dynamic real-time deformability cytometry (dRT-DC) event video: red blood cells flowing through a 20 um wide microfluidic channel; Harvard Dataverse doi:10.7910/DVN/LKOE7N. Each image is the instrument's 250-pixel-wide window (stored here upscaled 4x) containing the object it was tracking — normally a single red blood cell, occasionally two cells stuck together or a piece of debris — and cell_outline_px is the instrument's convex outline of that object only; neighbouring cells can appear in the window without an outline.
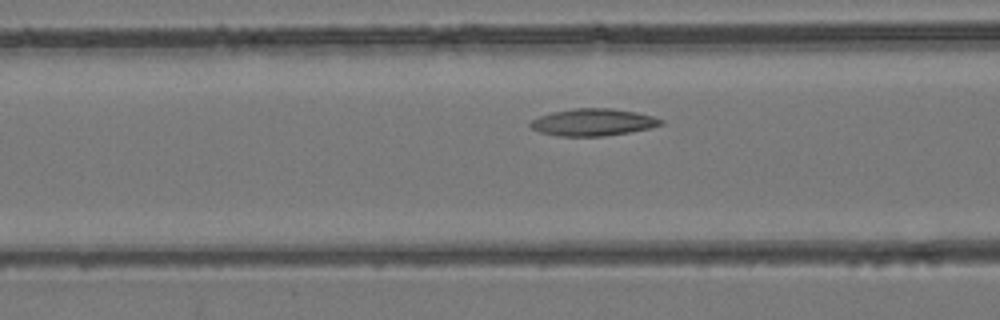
{"species": "common noctule bat (a hibernating species)", "species_latin": "Nyctalus noctula", "temperature_condition": "room temperature", "stored_images_in_passage": 22, "camera_frame_rate_fps": 3000, "um_per_image_px": 0.085, "animal": {"sex": "female", "body_mass_g": 24.6, "forearm_length_mm": 56.2}, "frame": {"image": 1, "passage_image": 12, "time_ms": 3.667, "image_size_px": [1000, 320], "cell_outline_px": [[664, 124], [648, 128], [628, 132], [604, 136], [560, 136], [540, 132], [532, 128], [528, 124], [532, 120], [540, 116], [552, 112], [572, 108], [612, 108], [636, 112], [652, 116], [664, 120]], "centroid_in_image_um": [50.4, 10.38], "position_along_channel_um": 116.2, "area_um2": 20.52}}
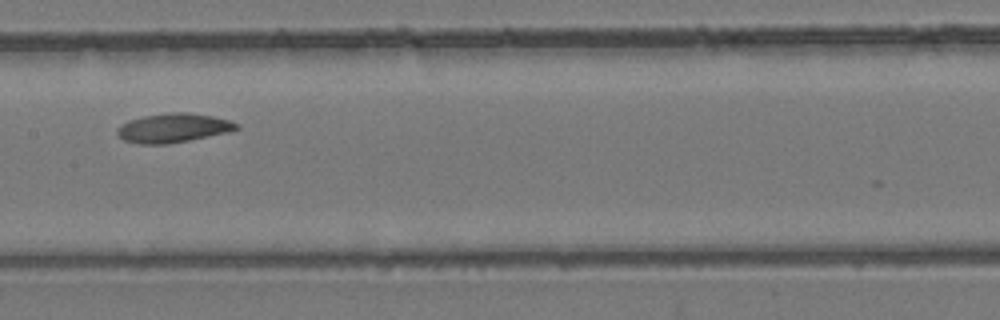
{"frame": {"image": 2, "passage_image": 17, "time_ms": 5.333, "image_size_px": [1000, 320], "cell_outline_px": [[240, 128], [228, 132], [168, 144], [140, 144], [124, 140], [116, 132], [116, 128], [120, 124], [128, 120], [144, 116], [168, 112], [184, 112], [212, 116], [228, 120], [240, 124]], "centroid_in_image_um": [14.7, 10.87], "position_along_channel_um": 192.7, "area_um2": 20.17}}
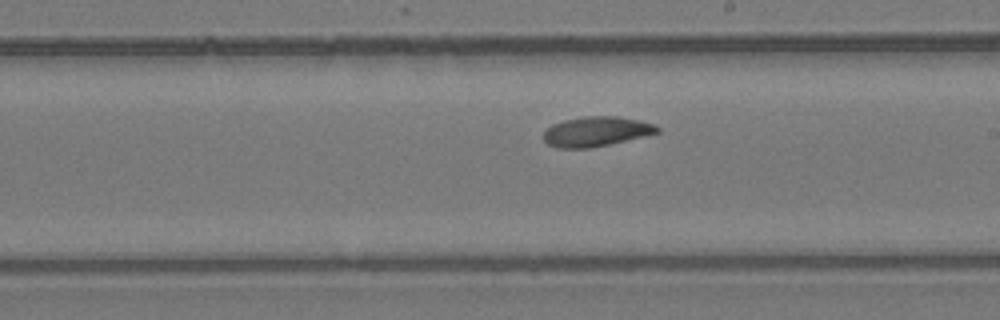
{"frame": {"image": 3, "passage_image": 20, "time_ms": 6.333, "image_size_px": [1000, 320], "cell_outline_px": [[660, 132], [644, 136], [608, 144], [588, 148], [556, 148], [548, 144], [544, 140], [544, 132], [552, 124], [564, 120], [584, 116], [620, 116], [652, 124], [660, 128]], "centroid_in_image_um": [50.65, 11.17], "position_along_channel_um": 238.4, "area_um2": 19.54}}